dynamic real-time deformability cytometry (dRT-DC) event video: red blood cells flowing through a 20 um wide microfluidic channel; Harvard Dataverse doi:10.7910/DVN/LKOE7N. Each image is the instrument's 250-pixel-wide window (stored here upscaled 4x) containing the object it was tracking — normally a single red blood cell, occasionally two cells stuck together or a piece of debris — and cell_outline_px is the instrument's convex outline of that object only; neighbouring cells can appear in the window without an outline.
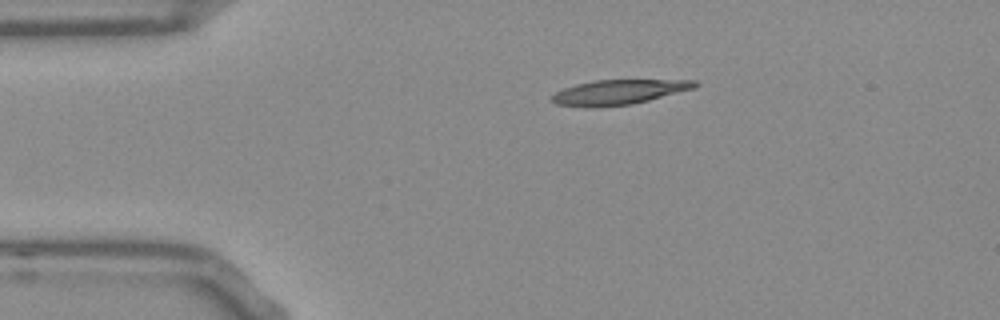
{"species": "Egyptian fruit bat (a non-hibernating species)", "species_latin": "Rousettus aegyptiacus", "temperature_condition": "room temperature", "stored_images_in_passage": 44, "camera_frame_rate_fps": 3000, "um_per_image_px": 0.085, "frame": {"image": 1, "passage_image": 1, "time_ms": 0.0, "image_size_px": [1000, 320], "cell_outline_px": [[700, 84], [696, 88], [632, 104], [556, 104], [552, 100], [552, 96], [556, 92], [564, 88], [576, 84], [592, 80], [696, 80]], "centroid_in_image_um": [52.73, 7.76], "position_along_channel_um": 32.3, "area_um2": 19.59}}
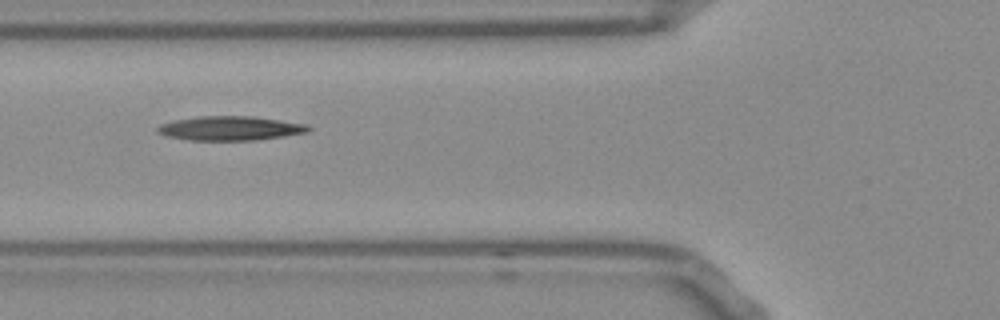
{"frame": {"image": 2, "passage_image": 10, "time_ms": 3.0, "image_size_px": [1000, 320], "cell_outline_px": [[312, 128], [308, 132], [284, 136], [256, 140], [192, 140], [164, 136], [156, 132], [156, 128], [160, 124], [172, 120], [196, 116], [252, 116], [308, 124]], "centroid_in_image_um": [19.54, 10.9], "position_along_channel_um": 106.3, "area_um2": 21.5}}
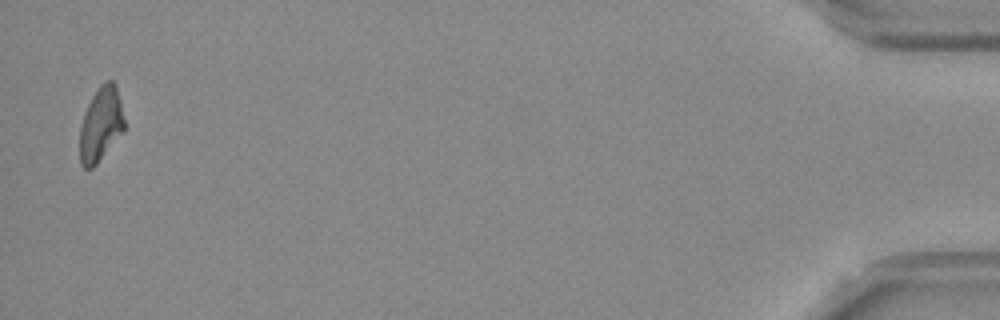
{"frame": {"image": 3, "passage_image": 43, "time_ms": 14.0, "image_size_px": [1000, 320], "cell_outline_px": [[124, 128], [96, 164], [92, 168], [84, 168], [80, 164], [80, 128], [84, 112], [92, 96], [100, 84], [104, 80], [112, 80], [116, 84], [120, 100], [124, 120]], "centroid_in_image_um": [8.55, 10.52], "position_along_channel_um": 426.7, "area_um2": 18.96}}